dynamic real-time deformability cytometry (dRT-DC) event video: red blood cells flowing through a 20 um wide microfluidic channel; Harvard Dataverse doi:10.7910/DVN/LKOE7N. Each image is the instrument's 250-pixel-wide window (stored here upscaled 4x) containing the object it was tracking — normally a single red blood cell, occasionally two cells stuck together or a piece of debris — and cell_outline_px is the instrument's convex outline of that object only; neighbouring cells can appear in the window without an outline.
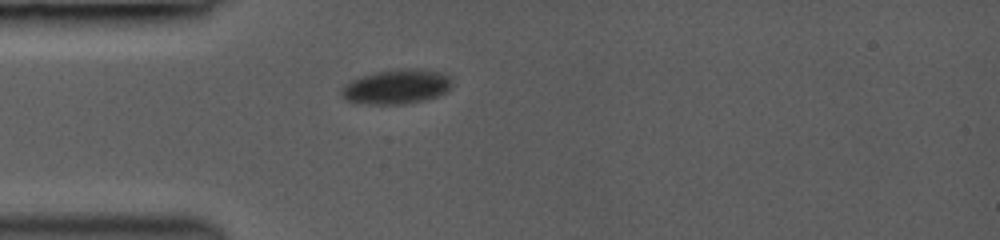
{"species": "common noctule bat (a hibernating species)", "species_latin": "Nyctalus noctula", "temperature_condition": "room temperature", "stored_images_in_passage": 7, "camera_frame_rate_fps": 3000, "um_per_image_px": 0.085, "animal": {"sex": "female", "body_mass_g": 19.0, "forearm_length_mm": 53.3}, "frame": {"image": 1, "passage_image": 1, "time_ms": 0.0, "image_size_px": [1000, 240], "cell_outline_px": [[452, 84], [448, 92], [424, 100], [404, 104], [356, 104], [340, 96], [340, 88], [344, 84], [360, 76], [372, 72], [396, 68], [420, 68], [440, 72], [448, 76]], "centroid_in_image_um": [33.66, 7.36], "position_along_channel_um": 51.3, "area_um2": 22.77}}
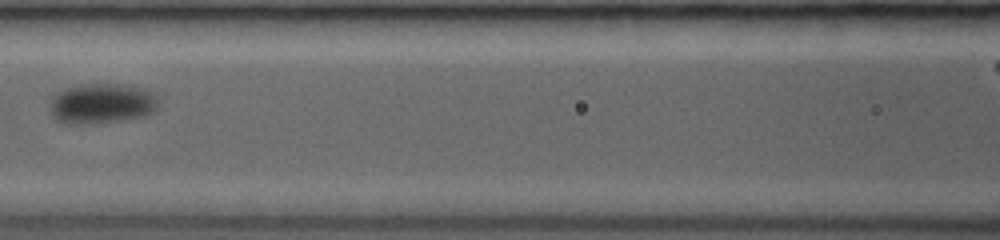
{"frame": {"image": 2, "passage_image": 5, "time_ms": 3.0, "image_size_px": [1000, 240], "cell_outline_px": [[160, 104], [152, 112], [144, 116], [120, 120], [84, 124], [64, 124], [56, 120], [52, 116], [52, 96], [56, 92], [64, 88], [80, 84], [132, 84], [144, 88], [152, 92], [160, 100]], "centroid_in_image_um": [8.67, 8.78], "position_along_channel_um": 157.9, "area_um2": 25.78}}
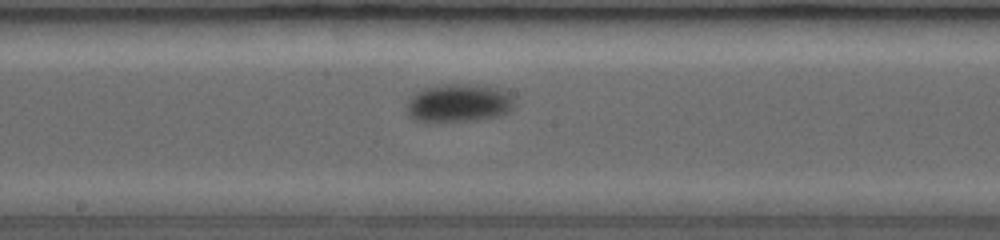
{"frame": {"image": 3, "passage_image": 7, "time_ms": 4.333, "image_size_px": [1000, 240], "cell_outline_px": [[516, 104], [508, 112], [500, 116], [472, 120], [432, 124], [424, 124], [408, 116], [404, 108], [408, 100], [416, 92], [424, 88], [444, 84], [484, 84], [504, 88], [512, 96]], "centroid_in_image_um": [38.97, 8.78], "position_along_channel_um": 209.2, "area_um2": 25.14}}